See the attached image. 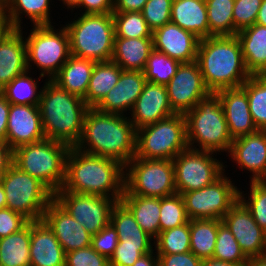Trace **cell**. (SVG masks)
I'll return each instance as SVG.
<instances>
[{"label":"cell","mask_w":266,"mask_h":266,"mask_svg":"<svg viewBox=\"0 0 266 266\" xmlns=\"http://www.w3.org/2000/svg\"><path fill=\"white\" fill-rule=\"evenodd\" d=\"M128 118V119H127ZM76 149L128 164L136 154V129L129 117L89 108Z\"/></svg>","instance_id":"6da1fadb"},{"label":"cell","mask_w":266,"mask_h":266,"mask_svg":"<svg viewBox=\"0 0 266 266\" xmlns=\"http://www.w3.org/2000/svg\"><path fill=\"white\" fill-rule=\"evenodd\" d=\"M59 191L104 196L119 202L124 191V166L115 159L71 147Z\"/></svg>","instance_id":"7a4b0ae2"},{"label":"cell","mask_w":266,"mask_h":266,"mask_svg":"<svg viewBox=\"0 0 266 266\" xmlns=\"http://www.w3.org/2000/svg\"><path fill=\"white\" fill-rule=\"evenodd\" d=\"M196 62L205 85L213 93L240 87L250 77L236 35L200 39Z\"/></svg>","instance_id":"3957f363"},{"label":"cell","mask_w":266,"mask_h":266,"mask_svg":"<svg viewBox=\"0 0 266 266\" xmlns=\"http://www.w3.org/2000/svg\"><path fill=\"white\" fill-rule=\"evenodd\" d=\"M38 107L45 138L75 147L90 108L84 99L47 80L42 87Z\"/></svg>","instance_id":"277c9868"},{"label":"cell","mask_w":266,"mask_h":266,"mask_svg":"<svg viewBox=\"0 0 266 266\" xmlns=\"http://www.w3.org/2000/svg\"><path fill=\"white\" fill-rule=\"evenodd\" d=\"M184 115L187 143L190 149L216 154L217 152H229L233 139L229 134L223 107L217 93L211 92Z\"/></svg>","instance_id":"5b68a950"},{"label":"cell","mask_w":266,"mask_h":266,"mask_svg":"<svg viewBox=\"0 0 266 266\" xmlns=\"http://www.w3.org/2000/svg\"><path fill=\"white\" fill-rule=\"evenodd\" d=\"M70 148L63 142L45 138L14 149L13 164L39 179L55 193L63 186L66 158Z\"/></svg>","instance_id":"8992f818"},{"label":"cell","mask_w":266,"mask_h":266,"mask_svg":"<svg viewBox=\"0 0 266 266\" xmlns=\"http://www.w3.org/2000/svg\"><path fill=\"white\" fill-rule=\"evenodd\" d=\"M72 56L96 62L110 61L114 51L115 25L112 13L81 14L65 25Z\"/></svg>","instance_id":"52a82bcc"},{"label":"cell","mask_w":266,"mask_h":266,"mask_svg":"<svg viewBox=\"0 0 266 266\" xmlns=\"http://www.w3.org/2000/svg\"><path fill=\"white\" fill-rule=\"evenodd\" d=\"M188 148L186 119L182 113L136 130L137 158L173 160Z\"/></svg>","instance_id":"ba28073f"},{"label":"cell","mask_w":266,"mask_h":266,"mask_svg":"<svg viewBox=\"0 0 266 266\" xmlns=\"http://www.w3.org/2000/svg\"><path fill=\"white\" fill-rule=\"evenodd\" d=\"M6 208L22 214L30 222L40 221L54 193L39 179L12 164L1 176Z\"/></svg>","instance_id":"9c48e42d"},{"label":"cell","mask_w":266,"mask_h":266,"mask_svg":"<svg viewBox=\"0 0 266 266\" xmlns=\"http://www.w3.org/2000/svg\"><path fill=\"white\" fill-rule=\"evenodd\" d=\"M30 32L25 38L28 71L34 63L41 71L39 77L51 80L71 56L68 31L65 26L56 31L51 24L33 25Z\"/></svg>","instance_id":"30bf717a"},{"label":"cell","mask_w":266,"mask_h":266,"mask_svg":"<svg viewBox=\"0 0 266 266\" xmlns=\"http://www.w3.org/2000/svg\"><path fill=\"white\" fill-rule=\"evenodd\" d=\"M176 193L172 160L134 157L124 166L123 195L162 198Z\"/></svg>","instance_id":"8fae6325"},{"label":"cell","mask_w":266,"mask_h":266,"mask_svg":"<svg viewBox=\"0 0 266 266\" xmlns=\"http://www.w3.org/2000/svg\"><path fill=\"white\" fill-rule=\"evenodd\" d=\"M239 188L225 173L214 183L181 194L189 219H219L239 200Z\"/></svg>","instance_id":"7c38bea8"},{"label":"cell","mask_w":266,"mask_h":266,"mask_svg":"<svg viewBox=\"0 0 266 266\" xmlns=\"http://www.w3.org/2000/svg\"><path fill=\"white\" fill-rule=\"evenodd\" d=\"M212 154L215 155L213 152L188 148L172 160L178 194L208 186L224 174V163Z\"/></svg>","instance_id":"4fadbf2b"},{"label":"cell","mask_w":266,"mask_h":266,"mask_svg":"<svg viewBox=\"0 0 266 266\" xmlns=\"http://www.w3.org/2000/svg\"><path fill=\"white\" fill-rule=\"evenodd\" d=\"M54 200L93 236L110 223L116 201L109 197L57 191Z\"/></svg>","instance_id":"5bb4252c"},{"label":"cell","mask_w":266,"mask_h":266,"mask_svg":"<svg viewBox=\"0 0 266 266\" xmlns=\"http://www.w3.org/2000/svg\"><path fill=\"white\" fill-rule=\"evenodd\" d=\"M166 89L171 108L175 113L182 114L193 109L201 99L211 93L196 61L181 63Z\"/></svg>","instance_id":"9a60e30c"},{"label":"cell","mask_w":266,"mask_h":266,"mask_svg":"<svg viewBox=\"0 0 266 266\" xmlns=\"http://www.w3.org/2000/svg\"><path fill=\"white\" fill-rule=\"evenodd\" d=\"M248 259L266 254V232L239 199L222 218Z\"/></svg>","instance_id":"2e32d148"},{"label":"cell","mask_w":266,"mask_h":266,"mask_svg":"<svg viewBox=\"0 0 266 266\" xmlns=\"http://www.w3.org/2000/svg\"><path fill=\"white\" fill-rule=\"evenodd\" d=\"M42 220L54 232L65 253L91 246L92 235L54 199Z\"/></svg>","instance_id":"e0dca14e"},{"label":"cell","mask_w":266,"mask_h":266,"mask_svg":"<svg viewBox=\"0 0 266 266\" xmlns=\"http://www.w3.org/2000/svg\"><path fill=\"white\" fill-rule=\"evenodd\" d=\"M45 139L38 105L10 104L6 143L19 146Z\"/></svg>","instance_id":"ac0fdd59"},{"label":"cell","mask_w":266,"mask_h":266,"mask_svg":"<svg viewBox=\"0 0 266 266\" xmlns=\"http://www.w3.org/2000/svg\"><path fill=\"white\" fill-rule=\"evenodd\" d=\"M152 37L154 50L181 63L196 61L200 39L192 32L169 22L155 29Z\"/></svg>","instance_id":"d6986e66"},{"label":"cell","mask_w":266,"mask_h":266,"mask_svg":"<svg viewBox=\"0 0 266 266\" xmlns=\"http://www.w3.org/2000/svg\"><path fill=\"white\" fill-rule=\"evenodd\" d=\"M130 114L132 118L129 116V120L136 130L175 114L169 102L166 85L147 81Z\"/></svg>","instance_id":"ffe728a7"},{"label":"cell","mask_w":266,"mask_h":266,"mask_svg":"<svg viewBox=\"0 0 266 266\" xmlns=\"http://www.w3.org/2000/svg\"><path fill=\"white\" fill-rule=\"evenodd\" d=\"M216 93L220 97L233 140L258 131L252 120L246 90L242 86L222 89Z\"/></svg>","instance_id":"44dd1931"},{"label":"cell","mask_w":266,"mask_h":266,"mask_svg":"<svg viewBox=\"0 0 266 266\" xmlns=\"http://www.w3.org/2000/svg\"><path fill=\"white\" fill-rule=\"evenodd\" d=\"M146 82L143 71L122 70L118 83L95 108L105 113L125 115L132 110Z\"/></svg>","instance_id":"7402d4cb"},{"label":"cell","mask_w":266,"mask_h":266,"mask_svg":"<svg viewBox=\"0 0 266 266\" xmlns=\"http://www.w3.org/2000/svg\"><path fill=\"white\" fill-rule=\"evenodd\" d=\"M228 153L239 168L252 172L251 181L257 180L266 168V130L234 139Z\"/></svg>","instance_id":"603a6c76"},{"label":"cell","mask_w":266,"mask_h":266,"mask_svg":"<svg viewBox=\"0 0 266 266\" xmlns=\"http://www.w3.org/2000/svg\"><path fill=\"white\" fill-rule=\"evenodd\" d=\"M29 252L31 266H65L66 253L43 220L31 222Z\"/></svg>","instance_id":"cb8c5ba5"},{"label":"cell","mask_w":266,"mask_h":266,"mask_svg":"<svg viewBox=\"0 0 266 266\" xmlns=\"http://www.w3.org/2000/svg\"><path fill=\"white\" fill-rule=\"evenodd\" d=\"M24 38L22 29H12L0 42V91L28 70Z\"/></svg>","instance_id":"d4e9b609"},{"label":"cell","mask_w":266,"mask_h":266,"mask_svg":"<svg viewBox=\"0 0 266 266\" xmlns=\"http://www.w3.org/2000/svg\"><path fill=\"white\" fill-rule=\"evenodd\" d=\"M242 48L245 67L250 75L266 73V26L255 23L236 34Z\"/></svg>","instance_id":"484cf974"},{"label":"cell","mask_w":266,"mask_h":266,"mask_svg":"<svg viewBox=\"0 0 266 266\" xmlns=\"http://www.w3.org/2000/svg\"><path fill=\"white\" fill-rule=\"evenodd\" d=\"M95 63L94 60L71 55L51 81L61 89L84 99Z\"/></svg>","instance_id":"4316f807"},{"label":"cell","mask_w":266,"mask_h":266,"mask_svg":"<svg viewBox=\"0 0 266 266\" xmlns=\"http://www.w3.org/2000/svg\"><path fill=\"white\" fill-rule=\"evenodd\" d=\"M171 22L195 34L199 39L209 37L205 0H173Z\"/></svg>","instance_id":"83f0119b"},{"label":"cell","mask_w":266,"mask_h":266,"mask_svg":"<svg viewBox=\"0 0 266 266\" xmlns=\"http://www.w3.org/2000/svg\"><path fill=\"white\" fill-rule=\"evenodd\" d=\"M153 50V38L115 37L111 60L122 70L144 71Z\"/></svg>","instance_id":"f1b7e54d"},{"label":"cell","mask_w":266,"mask_h":266,"mask_svg":"<svg viewBox=\"0 0 266 266\" xmlns=\"http://www.w3.org/2000/svg\"><path fill=\"white\" fill-rule=\"evenodd\" d=\"M110 223L117 231V245L154 246V238L140 228L132 213L120 201L112 207Z\"/></svg>","instance_id":"f546056e"},{"label":"cell","mask_w":266,"mask_h":266,"mask_svg":"<svg viewBox=\"0 0 266 266\" xmlns=\"http://www.w3.org/2000/svg\"><path fill=\"white\" fill-rule=\"evenodd\" d=\"M120 202L132 213L140 228L154 239L160 233V198L122 195Z\"/></svg>","instance_id":"4dcf8cb0"},{"label":"cell","mask_w":266,"mask_h":266,"mask_svg":"<svg viewBox=\"0 0 266 266\" xmlns=\"http://www.w3.org/2000/svg\"><path fill=\"white\" fill-rule=\"evenodd\" d=\"M122 69L112 60L96 62L84 98L90 108H95L118 83Z\"/></svg>","instance_id":"1f68e13d"},{"label":"cell","mask_w":266,"mask_h":266,"mask_svg":"<svg viewBox=\"0 0 266 266\" xmlns=\"http://www.w3.org/2000/svg\"><path fill=\"white\" fill-rule=\"evenodd\" d=\"M2 11L13 29L22 28V14L33 25H51L50 0H10Z\"/></svg>","instance_id":"d6a6232c"},{"label":"cell","mask_w":266,"mask_h":266,"mask_svg":"<svg viewBox=\"0 0 266 266\" xmlns=\"http://www.w3.org/2000/svg\"><path fill=\"white\" fill-rule=\"evenodd\" d=\"M31 222L20 231L0 238V266H31Z\"/></svg>","instance_id":"836d02e7"},{"label":"cell","mask_w":266,"mask_h":266,"mask_svg":"<svg viewBox=\"0 0 266 266\" xmlns=\"http://www.w3.org/2000/svg\"><path fill=\"white\" fill-rule=\"evenodd\" d=\"M219 219L190 220V251L201 260L213 258Z\"/></svg>","instance_id":"e575fe53"},{"label":"cell","mask_w":266,"mask_h":266,"mask_svg":"<svg viewBox=\"0 0 266 266\" xmlns=\"http://www.w3.org/2000/svg\"><path fill=\"white\" fill-rule=\"evenodd\" d=\"M210 36H233L235 0H205Z\"/></svg>","instance_id":"d590c367"},{"label":"cell","mask_w":266,"mask_h":266,"mask_svg":"<svg viewBox=\"0 0 266 266\" xmlns=\"http://www.w3.org/2000/svg\"><path fill=\"white\" fill-rule=\"evenodd\" d=\"M29 73L27 70L18 75L0 91L10 104H39L42 89L38 91V81L32 79Z\"/></svg>","instance_id":"8d00e7d4"},{"label":"cell","mask_w":266,"mask_h":266,"mask_svg":"<svg viewBox=\"0 0 266 266\" xmlns=\"http://www.w3.org/2000/svg\"><path fill=\"white\" fill-rule=\"evenodd\" d=\"M242 87L256 128L266 130V75H250Z\"/></svg>","instance_id":"74e56055"},{"label":"cell","mask_w":266,"mask_h":266,"mask_svg":"<svg viewBox=\"0 0 266 266\" xmlns=\"http://www.w3.org/2000/svg\"><path fill=\"white\" fill-rule=\"evenodd\" d=\"M156 254H175L190 251V221L163 232L154 239Z\"/></svg>","instance_id":"f35d334b"},{"label":"cell","mask_w":266,"mask_h":266,"mask_svg":"<svg viewBox=\"0 0 266 266\" xmlns=\"http://www.w3.org/2000/svg\"><path fill=\"white\" fill-rule=\"evenodd\" d=\"M181 62L170 58L164 53L153 50L148 57L144 75L149 82L159 85H167L171 78L176 74Z\"/></svg>","instance_id":"ab89813d"},{"label":"cell","mask_w":266,"mask_h":266,"mask_svg":"<svg viewBox=\"0 0 266 266\" xmlns=\"http://www.w3.org/2000/svg\"><path fill=\"white\" fill-rule=\"evenodd\" d=\"M115 37L122 38H153L141 12H113Z\"/></svg>","instance_id":"60d3db41"},{"label":"cell","mask_w":266,"mask_h":266,"mask_svg":"<svg viewBox=\"0 0 266 266\" xmlns=\"http://www.w3.org/2000/svg\"><path fill=\"white\" fill-rule=\"evenodd\" d=\"M189 221L181 194L160 198V232L179 227Z\"/></svg>","instance_id":"b9f144b4"},{"label":"cell","mask_w":266,"mask_h":266,"mask_svg":"<svg viewBox=\"0 0 266 266\" xmlns=\"http://www.w3.org/2000/svg\"><path fill=\"white\" fill-rule=\"evenodd\" d=\"M213 258L234 264H247L249 262L234 235L223 222L218 226Z\"/></svg>","instance_id":"7bdbcfd3"},{"label":"cell","mask_w":266,"mask_h":266,"mask_svg":"<svg viewBox=\"0 0 266 266\" xmlns=\"http://www.w3.org/2000/svg\"><path fill=\"white\" fill-rule=\"evenodd\" d=\"M249 189L248 197H244V191H239V199L249 209L258 226L266 232V185L253 180Z\"/></svg>","instance_id":"ee69618b"},{"label":"cell","mask_w":266,"mask_h":266,"mask_svg":"<svg viewBox=\"0 0 266 266\" xmlns=\"http://www.w3.org/2000/svg\"><path fill=\"white\" fill-rule=\"evenodd\" d=\"M173 0H148L141 11L152 32L171 22Z\"/></svg>","instance_id":"f6af8a7d"},{"label":"cell","mask_w":266,"mask_h":266,"mask_svg":"<svg viewBox=\"0 0 266 266\" xmlns=\"http://www.w3.org/2000/svg\"><path fill=\"white\" fill-rule=\"evenodd\" d=\"M263 0H235L233 7L234 35L255 24Z\"/></svg>","instance_id":"bcb514c9"},{"label":"cell","mask_w":266,"mask_h":266,"mask_svg":"<svg viewBox=\"0 0 266 266\" xmlns=\"http://www.w3.org/2000/svg\"><path fill=\"white\" fill-rule=\"evenodd\" d=\"M65 266H110L109 259L92 246L66 253Z\"/></svg>","instance_id":"7dc6e473"},{"label":"cell","mask_w":266,"mask_h":266,"mask_svg":"<svg viewBox=\"0 0 266 266\" xmlns=\"http://www.w3.org/2000/svg\"><path fill=\"white\" fill-rule=\"evenodd\" d=\"M154 251L153 246L117 245L109 259L110 266H132L138 258Z\"/></svg>","instance_id":"c3c4849f"},{"label":"cell","mask_w":266,"mask_h":266,"mask_svg":"<svg viewBox=\"0 0 266 266\" xmlns=\"http://www.w3.org/2000/svg\"><path fill=\"white\" fill-rule=\"evenodd\" d=\"M117 244V231L111 223L92 236L91 246L93 249L108 259L113 255Z\"/></svg>","instance_id":"681fc988"},{"label":"cell","mask_w":266,"mask_h":266,"mask_svg":"<svg viewBox=\"0 0 266 266\" xmlns=\"http://www.w3.org/2000/svg\"><path fill=\"white\" fill-rule=\"evenodd\" d=\"M30 221L9 208L0 209V238L7 237L24 228Z\"/></svg>","instance_id":"f907efd6"},{"label":"cell","mask_w":266,"mask_h":266,"mask_svg":"<svg viewBox=\"0 0 266 266\" xmlns=\"http://www.w3.org/2000/svg\"><path fill=\"white\" fill-rule=\"evenodd\" d=\"M159 266H202V260L191 251L175 254H157Z\"/></svg>","instance_id":"816d5d0a"},{"label":"cell","mask_w":266,"mask_h":266,"mask_svg":"<svg viewBox=\"0 0 266 266\" xmlns=\"http://www.w3.org/2000/svg\"><path fill=\"white\" fill-rule=\"evenodd\" d=\"M77 8L85 9L82 14H109L113 13L114 0H80Z\"/></svg>","instance_id":"f5cc1de1"},{"label":"cell","mask_w":266,"mask_h":266,"mask_svg":"<svg viewBox=\"0 0 266 266\" xmlns=\"http://www.w3.org/2000/svg\"><path fill=\"white\" fill-rule=\"evenodd\" d=\"M148 0H114L113 12H141Z\"/></svg>","instance_id":"db71d44e"},{"label":"cell","mask_w":266,"mask_h":266,"mask_svg":"<svg viewBox=\"0 0 266 266\" xmlns=\"http://www.w3.org/2000/svg\"><path fill=\"white\" fill-rule=\"evenodd\" d=\"M10 103L0 93V141L6 142Z\"/></svg>","instance_id":"11a10c76"},{"label":"cell","mask_w":266,"mask_h":266,"mask_svg":"<svg viewBox=\"0 0 266 266\" xmlns=\"http://www.w3.org/2000/svg\"><path fill=\"white\" fill-rule=\"evenodd\" d=\"M13 164V149L0 141V178Z\"/></svg>","instance_id":"9f6ffc18"},{"label":"cell","mask_w":266,"mask_h":266,"mask_svg":"<svg viewBox=\"0 0 266 266\" xmlns=\"http://www.w3.org/2000/svg\"><path fill=\"white\" fill-rule=\"evenodd\" d=\"M154 253L156 252L144 254L132 266H159L158 255Z\"/></svg>","instance_id":"6f0895ef"},{"label":"cell","mask_w":266,"mask_h":266,"mask_svg":"<svg viewBox=\"0 0 266 266\" xmlns=\"http://www.w3.org/2000/svg\"><path fill=\"white\" fill-rule=\"evenodd\" d=\"M12 29L9 20L6 18L2 9H0V42Z\"/></svg>","instance_id":"680465c9"},{"label":"cell","mask_w":266,"mask_h":266,"mask_svg":"<svg viewBox=\"0 0 266 266\" xmlns=\"http://www.w3.org/2000/svg\"><path fill=\"white\" fill-rule=\"evenodd\" d=\"M202 266H247V264H234L230 262L221 261L215 258L202 260Z\"/></svg>","instance_id":"91938a15"},{"label":"cell","mask_w":266,"mask_h":266,"mask_svg":"<svg viewBox=\"0 0 266 266\" xmlns=\"http://www.w3.org/2000/svg\"><path fill=\"white\" fill-rule=\"evenodd\" d=\"M255 23L266 26V0L262 1Z\"/></svg>","instance_id":"94428289"},{"label":"cell","mask_w":266,"mask_h":266,"mask_svg":"<svg viewBox=\"0 0 266 266\" xmlns=\"http://www.w3.org/2000/svg\"><path fill=\"white\" fill-rule=\"evenodd\" d=\"M247 266H266V254L249 259Z\"/></svg>","instance_id":"6125c7cd"},{"label":"cell","mask_w":266,"mask_h":266,"mask_svg":"<svg viewBox=\"0 0 266 266\" xmlns=\"http://www.w3.org/2000/svg\"><path fill=\"white\" fill-rule=\"evenodd\" d=\"M6 208V195L2 184L0 183V209Z\"/></svg>","instance_id":"be15d7a7"},{"label":"cell","mask_w":266,"mask_h":266,"mask_svg":"<svg viewBox=\"0 0 266 266\" xmlns=\"http://www.w3.org/2000/svg\"><path fill=\"white\" fill-rule=\"evenodd\" d=\"M61 1V0H59ZM63 5H67V8H71L73 10V8L77 7L79 5L80 0H62Z\"/></svg>","instance_id":"e7e4bbea"},{"label":"cell","mask_w":266,"mask_h":266,"mask_svg":"<svg viewBox=\"0 0 266 266\" xmlns=\"http://www.w3.org/2000/svg\"><path fill=\"white\" fill-rule=\"evenodd\" d=\"M256 181L266 185V168L264 172L262 173V175Z\"/></svg>","instance_id":"03108f58"},{"label":"cell","mask_w":266,"mask_h":266,"mask_svg":"<svg viewBox=\"0 0 266 266\" xmlns=\"http://www.w3.org/2000/svg\"><path fill=\"white\" fill-rule=\"evenodd\" d=\"M10 0H0V9H3Z\"/></svg>","instance_id":"003e7915"}]
</instances>
